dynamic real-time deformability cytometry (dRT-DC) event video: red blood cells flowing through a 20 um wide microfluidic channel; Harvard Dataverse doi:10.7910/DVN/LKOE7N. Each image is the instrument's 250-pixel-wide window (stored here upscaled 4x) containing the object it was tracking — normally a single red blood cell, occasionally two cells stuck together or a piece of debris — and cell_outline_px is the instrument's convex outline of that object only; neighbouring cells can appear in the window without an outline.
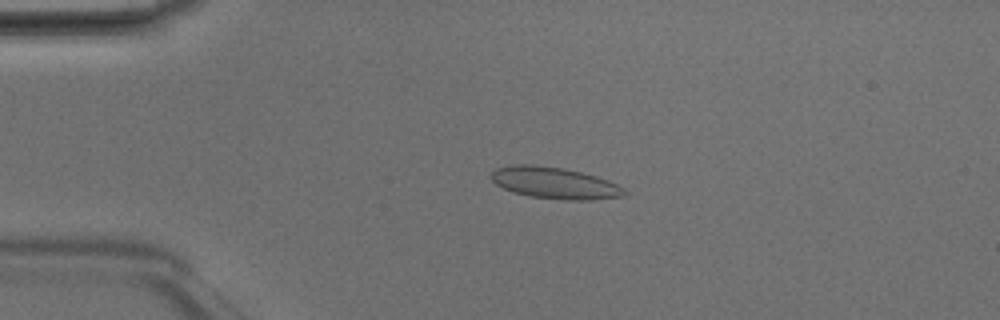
{"species": "Egyptian fruit bat (a non-hibernating species)", "species_latin": "Rousettus aegyptiacus", "temperature_condition": "room temperature", "stored_images_in_passage": 48, "camera_frame_rate_fps": 3000, "um_per_image_px": 0.085, "animal": {"sex": "male"}, "frame": {"image": 1, "passage_image": 11, "time_ms": 3.333, "image_size_px": [1000, 320], "cell_outline_px": [[628, 196], [588, 200], [564, 200], [532, 196], [516, 192], [504, 188], [496, 184], [488, 176], [496, 168], [512, 164], [532, 164], [564, 168], [596, 176], [608, 180], [624, 188], [628, 192]], "centroid_in_image_um": [47.17, 15.54], "position_along_channel_um": 37.8, "area_um2": 24.57}}
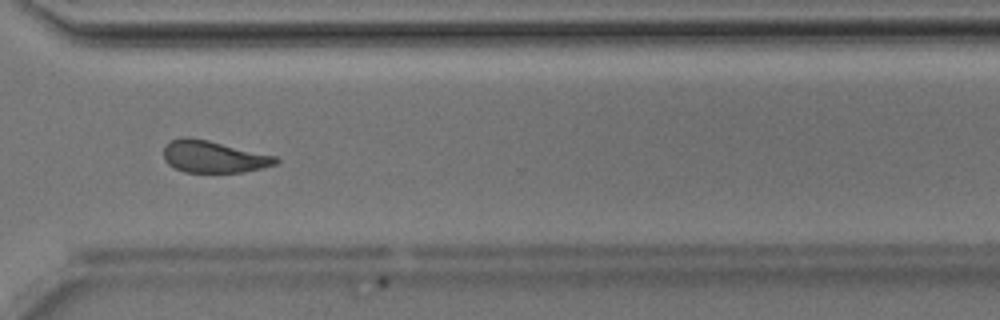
{"frame": {"image": 2, "passage_image": 36, "time_ms": 11.667, "image_size_px": [1000, 320], "cell_outline_px": [[280, 160], [276, 164], [244, 172], [184, 172], [168, 164], [164, 160], [164, 144], [172, 140], [184, 136], [188, 136], [208, 140], [276, 156]], "centroid_in_image_um": [18.13, 13.31], "position_along_channel_um": 352.5, "area_um2": 20.87}}
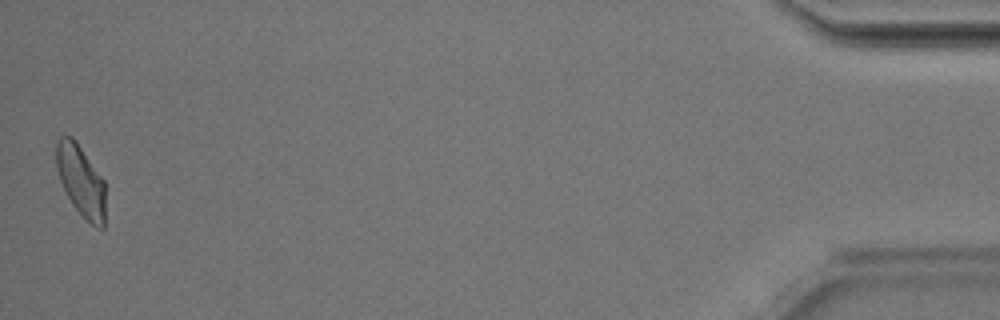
{"frame": {"image": 3, "passage_image": 48, "time_ms": 15.667, "image_size_px": [1000, 320], "cell_outline_px": [[104, 228], [96, 228], [84, 220], [72, 204], [60, 180], [56, 164], [56, 144], [60, 136], [72, 136], [76, 140], [104, 180]], "centroid_in_image_um": [6.88, 15.38], "position_along_channel_um": 428.3, "area_um2": 20.4}, "authors_computed_cell_mechanics": {"area_um2": 21.9351, "velocity_mm_per_s": 4.1855, "shape_relaxation_time_tau1_ms": null, "shape_relaxation_time_tau2_ms": 2.7077, "deformation_change_tau1": null, "deformation_change_tau2": 0.089}}